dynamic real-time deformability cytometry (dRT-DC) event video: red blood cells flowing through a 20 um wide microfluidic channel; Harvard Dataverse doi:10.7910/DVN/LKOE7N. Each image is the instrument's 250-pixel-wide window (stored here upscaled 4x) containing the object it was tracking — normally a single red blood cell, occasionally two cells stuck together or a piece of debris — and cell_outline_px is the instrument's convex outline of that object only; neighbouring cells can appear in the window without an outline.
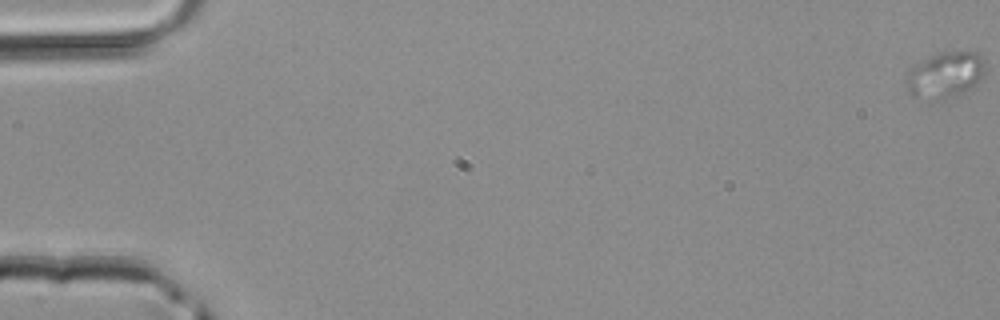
{"species": "common noctule bat (a hibernating species)", "species_latin": "Nyctalus noctula", "temperature_condition": "room temperature", "stored_images_in_passage": 4, "camera_frame_rate_fps": 3000, "um_per_image_px": 0.085, "animal": {"sex": "male", "body_mass_g": 20.4}, "frame": {"image": 1, "passage_image": 1, "time_ms": 0.0, "image_size_px": [1000, 320], "cell_outline_px": [[984, 72], [976, 88], [944, 100], [912, 100], [908, 92], [904, 80], [908, 68], [912, 64], [940, 52], [980, 52], [984, 56]], "centroid_in_image_um": [80.28, 6.41], "position_along_channel_um": 4.7, "area_um2": 22.37}}
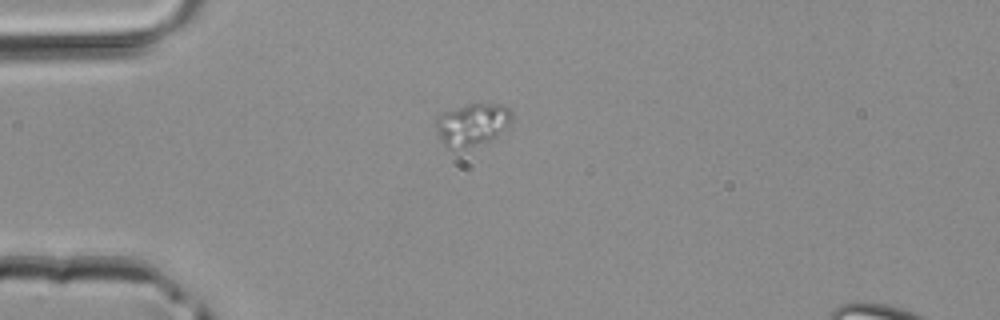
{"frame": {"image": 2, "passage_image": 4, "time_ms": 1.0, "image_size_px": [1000, 320], "cell_outline_px": [[512, 124], [492, 140], [464, 148], [448, 148], [440, 140], [436, 128], [436, 116], [440, 112], [468, 104], [504, 104], [512, 112]], "centroid_in_image_um": [40.15, 10.57], "position_along_channel_um": 44.9, "area_um2": 19.07}}